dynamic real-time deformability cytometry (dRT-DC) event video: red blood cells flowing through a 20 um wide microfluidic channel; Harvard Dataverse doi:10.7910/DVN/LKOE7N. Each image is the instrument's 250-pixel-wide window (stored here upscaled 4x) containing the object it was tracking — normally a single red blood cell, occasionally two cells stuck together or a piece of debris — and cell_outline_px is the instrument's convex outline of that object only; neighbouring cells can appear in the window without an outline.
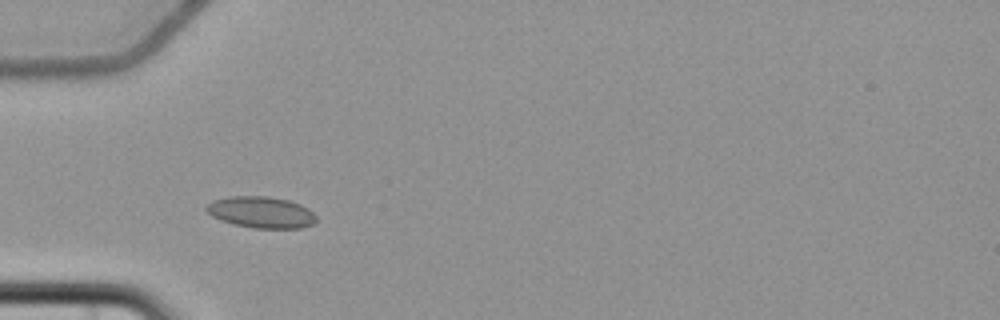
{"species": "common noctule bat (a hibernating species)", "species_latin": "Nyctalus noctula", "temperature_condition": "cold", "stored_images_in_passage": 5, "camera_frame_rate_fps": 3000, "um_per_image_px": 0.085, "animal": {"sex": "female", "body_mass_g": 22.7, "forearm_length_mm": 54.2}, "frame": {"image": 1, "passage_image": 4, "time_ms": 4.0, "image_size_px": [1000, 320], "cell_outline_px": [[316, 220], [312, 224], [300, 228], [252, 228], [220, 220], [212, 216], [204, 208], [212, 200], [232, 196], [268, 196], [288, 200], [300, 204], [308, 208], [316, 216]], "centroid_in_image_um": [22.19, 18.03], "position_along_channel_um": 62.8, "area_um2": 20.06}}
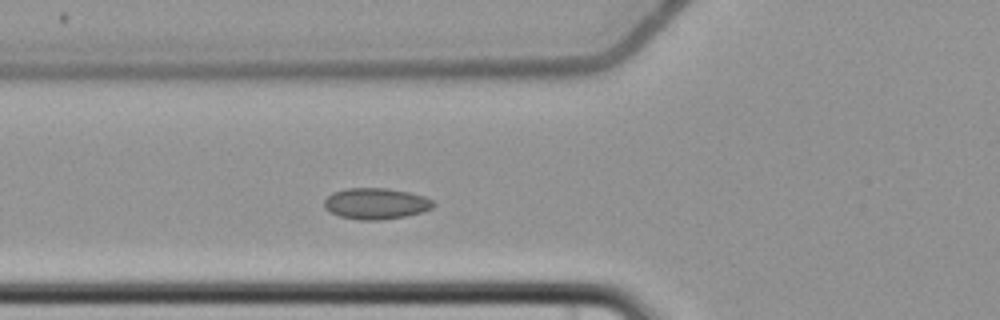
{"frame": {"image": 2, "passage_image": 5, "time_ms": 5.0, "image_size_px": [1000, 320], "cell_outline_px": [[436, 204], [432, 208], [420, 212], [404, 216], [380, 220], [356, 220], [340, 216], [324, 208], [324, 200], [332, 192], [344, 188], [388, 188], [408, 192], [424, 196], [432, 200]], "centroid_in_image_um": [31.93, 17.3], "position_along_channel_um": 93.9, "area_um2": 19.83}}